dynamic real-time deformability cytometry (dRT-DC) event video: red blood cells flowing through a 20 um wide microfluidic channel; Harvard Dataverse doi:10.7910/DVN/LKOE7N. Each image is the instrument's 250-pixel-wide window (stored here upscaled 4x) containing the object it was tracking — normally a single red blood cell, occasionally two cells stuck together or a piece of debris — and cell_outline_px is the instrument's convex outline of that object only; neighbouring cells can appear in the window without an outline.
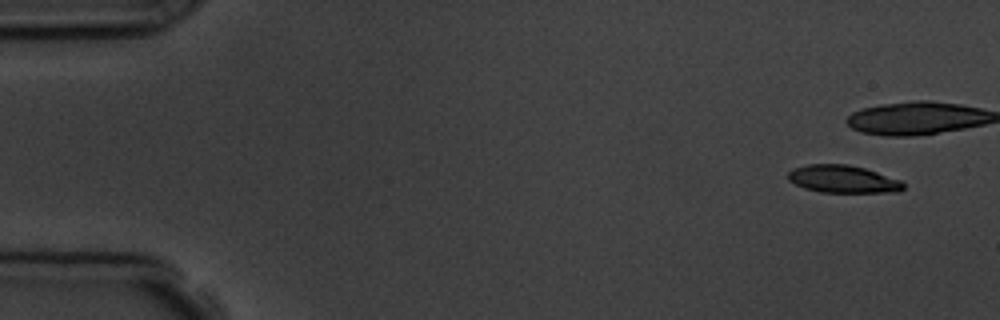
{"species": "common noctule bat (a hibernating species)", "species_latin": "Nyctalus noctula", "temperature_condition": "room temperature", "stored_images_in_passage": 7, "camera_frame_rate_fps": 3000, "um_per_image_px": 0.085, "animal": {"sex": "male", "body_mass_g": 19.5, "forearm_length_mm": 54.6}, "frame": {"image": 1, "passage_image": 1, "time_ms": 0.0, "image_size_px": [1000, 320], "cell_outline_px": [[904, 188], [900, 192], [820, 192], [804, 188], [788, 180], [788, 172], [792, 168], [808, 164], [848, 164], [864, 168], [900, 180], [904, 184]], "centroid_in_image_um": [71.63, 15.22], "position_along_channel_um": 13.4, "area_um2": 18.5}}